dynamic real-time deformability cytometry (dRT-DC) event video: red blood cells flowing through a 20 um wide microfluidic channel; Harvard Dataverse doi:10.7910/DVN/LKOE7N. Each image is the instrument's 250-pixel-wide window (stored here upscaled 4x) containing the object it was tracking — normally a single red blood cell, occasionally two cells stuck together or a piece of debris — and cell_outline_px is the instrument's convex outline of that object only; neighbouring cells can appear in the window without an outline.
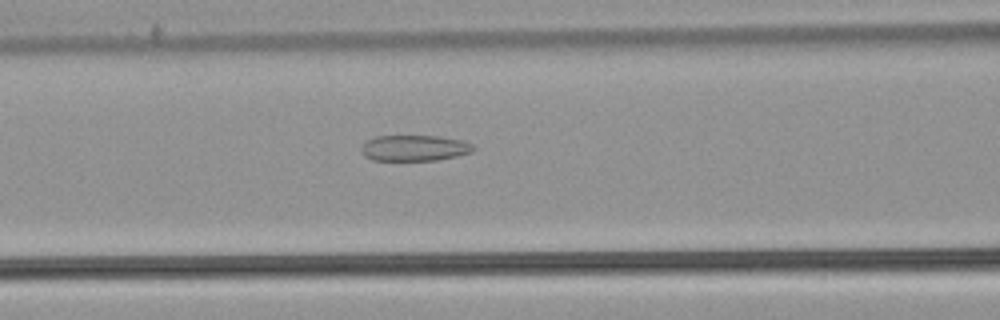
{"species": "common noctule bat (a hibernating species)", "species_latin": "Nyctalus noctula", "temperature_condition": "warm", "stored_images_in_passage": 39, "segment_of_instrument_passage": [1, 2], "camera_frame_rate_fps": 3000, "um_per_image_px": 0.085, "animal": {"sex": "male", "body_mass_g": 21.5, "forearm_length_mm": 52.0}, "frame": {"image": 1, "passage_image": 19, "time_ms": 6.0, "image_size_px": [1000, 320], "cell_outline_px": [[476, 148], [472, 152], [456, 156], [436, 160], [372, 160], [364, 156], [360, 148], [368, 140], [376, 136], [440, 136], [464, 140], [472, 144]], "centroid_in_image_um": [35.25, 12.58], "position_along_channel_um": 131.3, "area_um2": 16.94}}
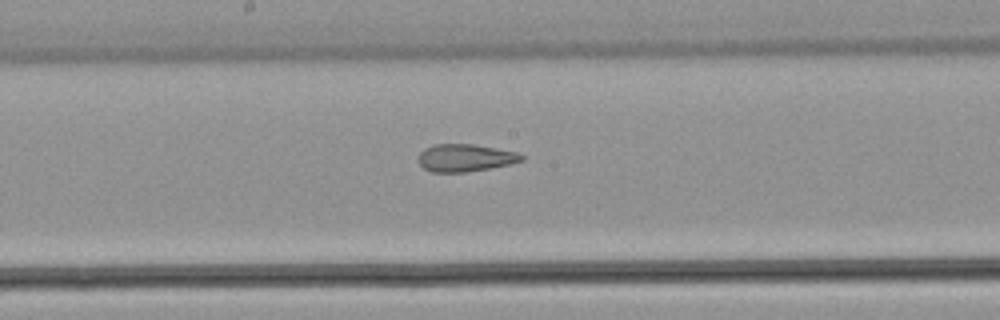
{"frame": {"image": 2, "passage_image": 25, "time_ms": 8.0, "image_size_px": [1000, 320], "cell_outline_px": [[524, 160], [508, 164], [488, 168], [464, 172], [432, 172], [424, 168], [420, 164], [420, 152], [424, 148], [432, 144], [472, 144], [496, 148], [516, 152], [524, 156]], "centroid_in_image_um": [39.53, 13.4], "position_along_channel_um": 208.7, "area_um2": 16.3}}
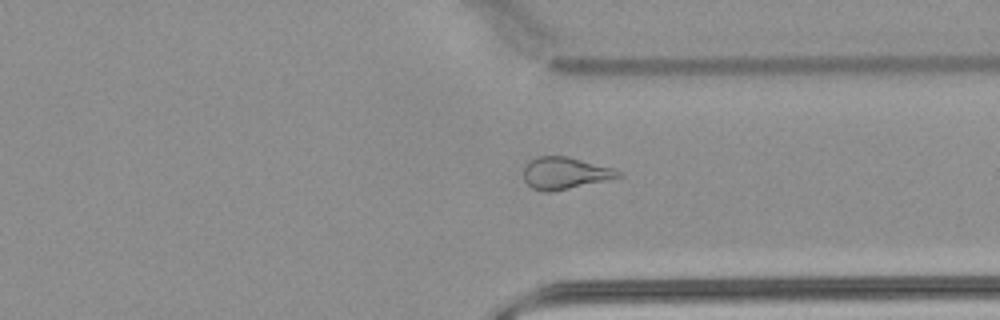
{"frame": {"image": 3, "passage_image": 37, "time_ms": 12.0, "image_size_px": [1000, 320], "cell_outline_px": [[624, 176], [608, 180], [548, 192], [544, 192], [532, 188], [524, 180], [524, 168], [528, 160], [536, 156], [568, 156], [612, 168], [624, 172]], "centroid_in_image_um": [48.03, 14.7], "position_along_channel_um": 363.4, "area_um2": 17.69}}